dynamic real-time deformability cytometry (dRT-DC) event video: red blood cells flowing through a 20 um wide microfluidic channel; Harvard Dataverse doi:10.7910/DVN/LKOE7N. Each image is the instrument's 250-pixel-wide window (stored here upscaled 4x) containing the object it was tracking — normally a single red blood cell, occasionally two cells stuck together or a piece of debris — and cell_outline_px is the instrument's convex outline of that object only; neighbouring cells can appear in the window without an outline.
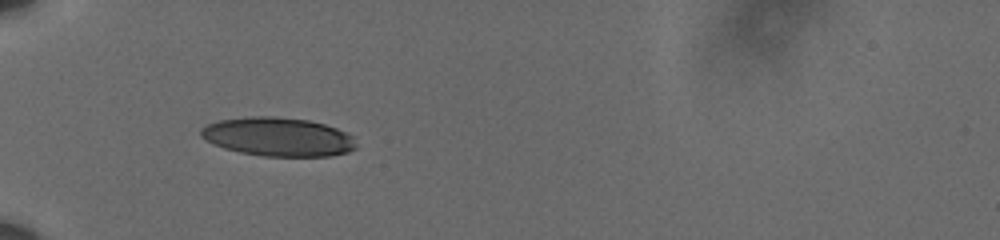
{"species": "human", "species_latin": "Homo sapiens", "temperature_condition": "cold", "stored_images_in_passage": 39, "camera_frame_rate_fps": 3000, "um_per_image_px": 0.085, "donor": {"sex": "male"}, "frame": {"image": 1, "passage_image": 1, "time_ms": 0.0, "image_size_px": [1000, 240], "cell_outline_px": [[356, 148], [348, 152], [328, 156], [264, 156], [240, 152], [224, 148], [200, 136], [200, 128], [208, 124], [220, 120], [252, 116], [276, 116], [308, 120], [324, 124], [336, 128], [352, 136], [356, 144]], "centroid_in_image_um": [23.64, 11.63], "position_along_channel_um": 61.4, "area_um2": 34.85}}
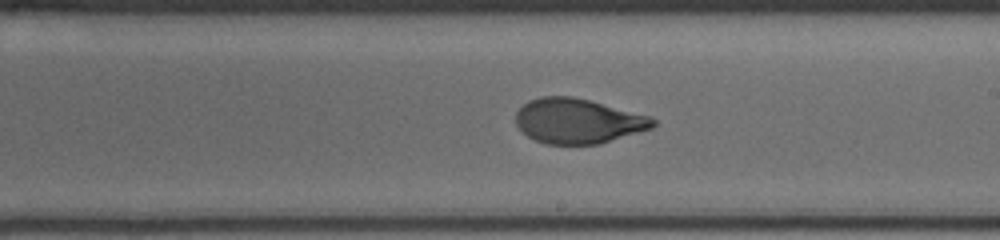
{"frame": {"image": 2, "passage_image": 17, "time_ms": 5.333, "image_size_px": [1000, 240], "cell_outline_px": [[656, 124], [652, 128], [600, 144], [544, 144], [528, 136], [516, 124], [516, 112], [528, 100], [540, 96], [572, 96], [652, 116], [656, 120]], "centroid_in_image_um": [49.14, 10.28], "position_along_channel_um": 239.9, "area_um2": 35.89}}
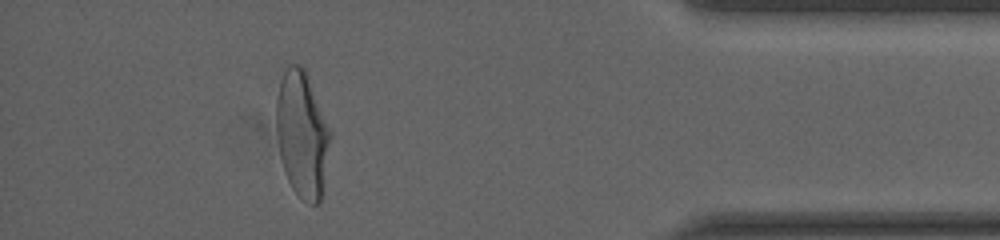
{"frame": {"image": 3, "passage_image": 34, "time_ms": 11.0, "image_size_px": [1000, 240], "cell_outline_px": [[332, 136], [320, 204], [312, 204], [304, 200], [292, 188], [288, 180], [280, 156], [276, 132], [276, 96], [280, 80], [288, 64], [300, 64], [304, 68], [308, 76], [332, 132]], "centroid_in_image_um": [25.69, 11.39], "position_along_channel_um": 409.5, "area_um2": 39.94}, "authors_computed_cell_mechanics": {"area_um2": 36.8186, "velocity_mm_per_s": 3.6038, "shape_relaxation_time_tau1_ms": 3.5915, "shape_relaxation_time_tau2_ms": 0.7471, "deformation_change_tau1": 0.1696, "deformation_change_tau2": 0.0529}}